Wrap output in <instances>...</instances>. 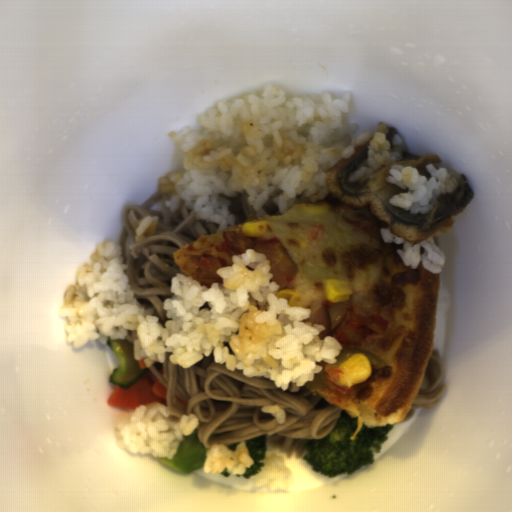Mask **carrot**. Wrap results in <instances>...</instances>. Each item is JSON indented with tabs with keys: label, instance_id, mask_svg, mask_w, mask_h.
Segmentation results:
<instances>
[{
	"label": "carrot",
	"instance_id": "carrot-1",
	"mask_svg": "<svg viewBox=\"0 0 512 512\" xmlns=\"http://www.w3.org/2000/svg\"><path fill=\"white\" fill-rule=\"evenodd\" d=\"M139 368L148 369L134 384L122 388L118 384L110 394L107 404L129 410H136L139 405L160 403L166 407L168 398L167 385L146 366L145 361L137 359Z\"/></svg>",
	"mask_w": 512,
	"mask_h": 512
},
{
	"label": "carrot",
	"instance_id": "carrot-2",
	"mask_svg": "<svg viewBox=\"0 0 512 512\" xmlns=\"http://www.w3.org/2000/svg\"><path fill=\"white\" fill-rule=\"evenodd\" d=\"M153 367L162 375L164 372V360L163 361H155L153 362Z\"/></svg>",
	"mask_w": 512,
	"mask_h": 512
},
{
	"label": "carrot",
	"instance_id": "carrot-3",
	"mask_svg": "<svg viewBox=\"0 0 512 512\" xmlns=\"http://www.w3.org/2000/svg\"><path fill=\"white\" fill-rule=\"evenodd\" d=\"M175 397H176V399L181 403V405H182L183 407H185V408H186V406H187V402H185V401L181 400L177 395H176Z\"/></svg>",
	"mask_w": 512,
	"mask_h": 512
}]
</instances>
